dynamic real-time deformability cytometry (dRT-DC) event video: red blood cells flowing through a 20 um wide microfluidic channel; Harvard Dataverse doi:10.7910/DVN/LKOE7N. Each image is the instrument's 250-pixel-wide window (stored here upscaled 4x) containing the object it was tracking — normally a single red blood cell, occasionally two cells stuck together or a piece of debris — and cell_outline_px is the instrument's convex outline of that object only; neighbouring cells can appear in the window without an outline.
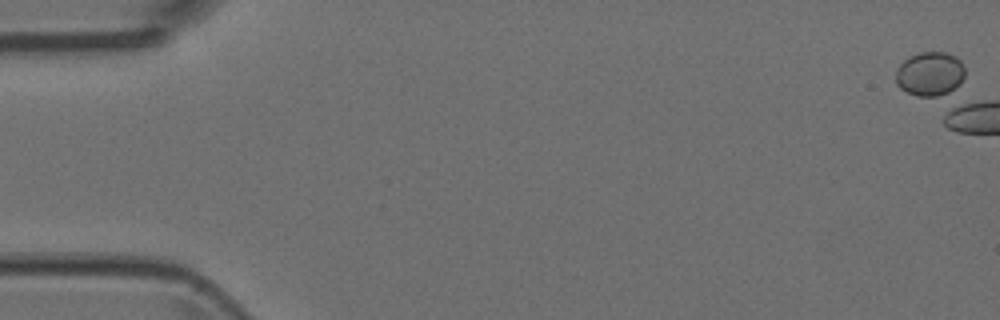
{"species": "Egyptian fruit bat (a non-hibernating species)", "species_latin": "Rousettus aegyptiacus", "temperature_condition": "room temperature", "stored_images_in_passage": 1, "camera_frame_rate_fps": 3000, "um_per_image_px": 0.085, "animal": {"sex": "female"}, "frame": {"image": 1, "passage_image": 1, "time_ms": 0.0, "image_size_px": [1000, 320], "cell_outline_px": [[964, 76], [960, 84], [948, 96], [916, 96], [900, 88], [896, 84], [896, 68], [904, 60], [920, 52], [944, 52], [956, 56], [960, 60], [964, 68]], "centroid_in_image_um": [79.06, 6.3], "position_along_channel_um": 5.9, "area_um2": 18.03}}